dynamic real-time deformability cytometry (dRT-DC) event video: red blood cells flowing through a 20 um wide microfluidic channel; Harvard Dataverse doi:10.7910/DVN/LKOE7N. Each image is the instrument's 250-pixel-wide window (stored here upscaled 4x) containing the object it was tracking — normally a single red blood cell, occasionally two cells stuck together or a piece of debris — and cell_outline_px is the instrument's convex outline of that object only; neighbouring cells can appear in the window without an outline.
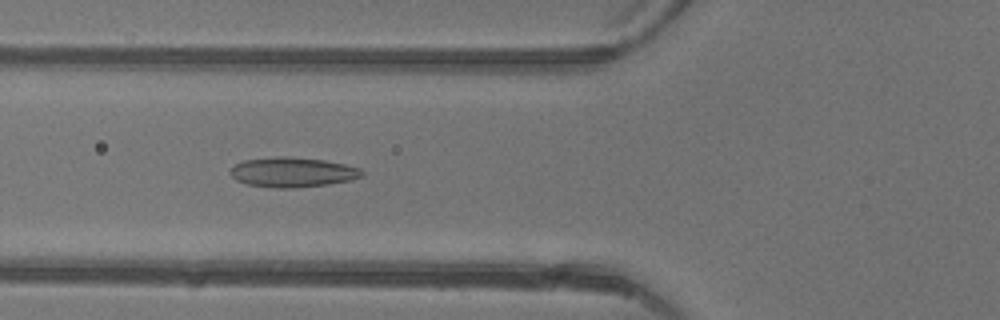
{"species": "common noctule bat (a hibernating species)", "species_latin": "Nyctalus noctula", "temperature_condition": "warm", "stored_images_in_passage": 47, "camera_frame_rate_fps": 3000, "um_per_image_px": 0.085, "animal": {"sex": "female"}, "frame": {"image": 1, "passage_image": 18, "time_ms": 5.667, "image_size_px": [1000, 320], "cell_outline_px": [[364, 172], [360, 176], [348, 180], [324, 184], [288, 188], [276, 188], [248, 184], [236, 180], [232, 176], [232, 168], [236, 164], [244, 160], [324, 160], [344, 164], [360, 168]], "centroid_in_image_um": [24.89, 14.69], "position_along_channel_um": 100.9, "area_um2": 21.1}}
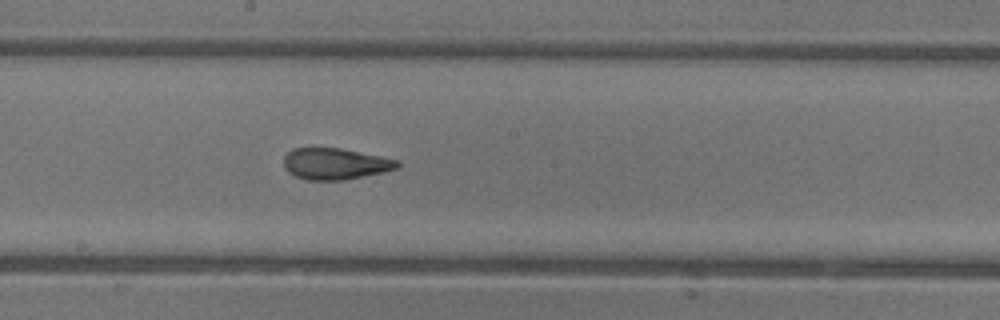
{"frame": {"image": 2, "passage_image": 26, "time_ms": 8.333, "image_size_px": [1000, 320], "cell_outline_px": [[400, 164], [396, 168], [384, 172], [344, 180], [308, 180], [296, 176], [288, 172], [284, 168], [284, 156], [292, 148], [340, 148], [396, 160]], "centroid_in_image_um": [28.44, 13.93], "position_along_channel_um": 219.8, "area_um2": 20.52}}
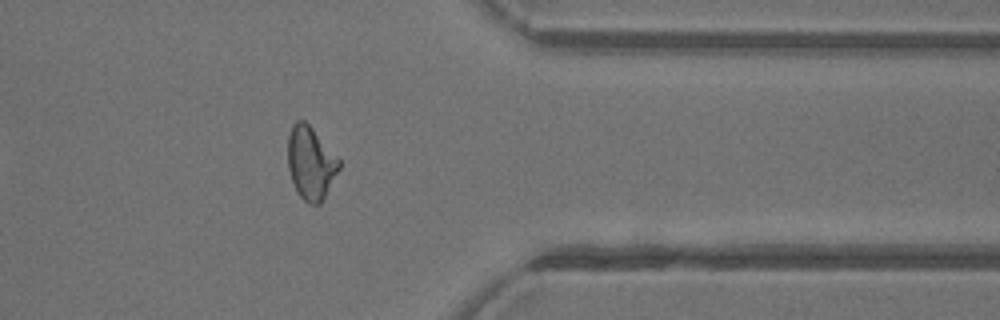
{"frame": {"image": 3, "passage_image": 38, "time_ms": 12.333, "image_size_px": [1000, 320], "cell_outline_px": [[340, 168], [320, 204], [308, 204], [300, 196], [292, 180], [288, 168], [288, 136], [292, 124], [296, 120], [304, 120], [312, 128], [340, 160]], "centroid_in_image_um": [26.4, 13.84], "position_along_channel_um": 385.0, "area_um2": 21.5}, "authors_computed_cell_mechanics": {"area_um2": 21.5016, "velocity_mm_per_s": 4.4335, "shape_relaxation_time_tau1_ms": null, "shape_relaxation_time_tau2_ms": 1.277, "deformation_change_tau1": null, "deformation_change_tau2": 0.0807}}